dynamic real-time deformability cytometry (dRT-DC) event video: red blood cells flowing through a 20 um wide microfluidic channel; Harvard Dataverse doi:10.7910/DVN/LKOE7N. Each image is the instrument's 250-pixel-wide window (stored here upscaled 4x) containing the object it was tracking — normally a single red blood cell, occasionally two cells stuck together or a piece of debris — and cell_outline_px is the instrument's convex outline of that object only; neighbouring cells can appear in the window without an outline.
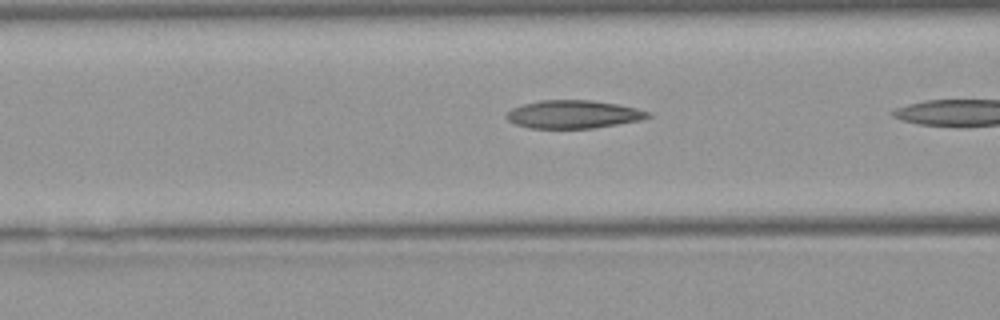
{"species": "Egyptian fruit bat (a non-hibernating species)", "species_latin": "Rousettus aegyptiacus", "temperature_condition": "warm", "stored_images_in_passage": 6, "camera_frame_rate_fps": 3000, "um_per_image_px": 0.085, "animal": {"sex": "female"}, "frame": {"image": 1, "passage_image": 5, "time_ms": 1.333, "image_size_px": [1000, 320], "cell_outline_px": [[652, 116], [640, 120], [592, 128], [528, 128], [516, 124], [508, 120], [504, 116], [512, 108], [524, 104], [540, 100], [592, 100], [616, 104], [636, 108], [652, 112]], "centroid_in_image_um": [48.73, 9.71], "position_along_channel_um": 117.9, "area_um2": 23.06}}